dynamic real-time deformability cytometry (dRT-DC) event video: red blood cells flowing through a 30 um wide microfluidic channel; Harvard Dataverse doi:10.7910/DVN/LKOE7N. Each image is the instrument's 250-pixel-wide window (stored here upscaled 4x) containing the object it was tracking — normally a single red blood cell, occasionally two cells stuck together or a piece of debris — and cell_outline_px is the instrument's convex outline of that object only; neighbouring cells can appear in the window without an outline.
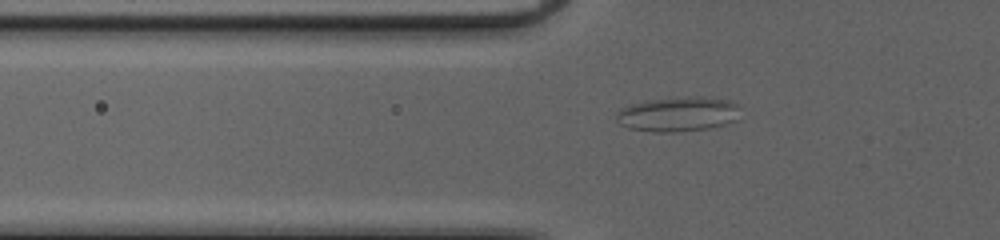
{"species": "common noctule bat (a hibernating species)", "species_latin": "Nyctalus noctula", "temperature_condition": "cold", "stored_images_in_passage": 47, "camera_frame_rate_fps": 3000, "um_per_image_px": 0.085, "animal": {"sex": "female", "body_mass_g": 20.0, "forearm_length_mm": 54.0}, "frame": {"image": 1, "passage_image": 14, "time_ms": 4.333, "image_size_px": [1000, 240], "cell_outline_px": [[740, 104], [736, 120], [712, 128], [676, 132], [652, 132], [628, 128], [620, 124], [616, 120], [616, 112], [620, 108], [628, 104], [652, 100], [700, 96], [704, 96], [728, 100]], "centroid_in_image_um": [57.62, 9.71], "position_along_channel_um": 68.2, "area_um2": 25.2}}
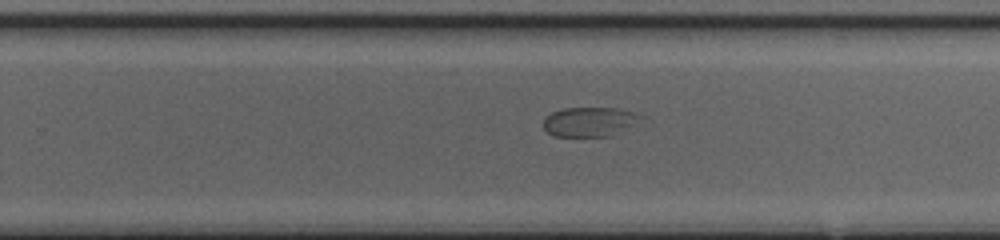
{"frame": {"image": 2, "passage_image": 30, "time_ms": 9.667, "image_size_px": [1000, 240], "cell_outline_px": [[648, 116], [612, 136], [552, 136], [544, 128], [544, 116], [552, 112], [564, 108], [616, 108], [636, 112]], "centroid_in_image_um": [50.14, 10.34], "position_along_channel_um": 279.7, "area_um2": 16.88}}
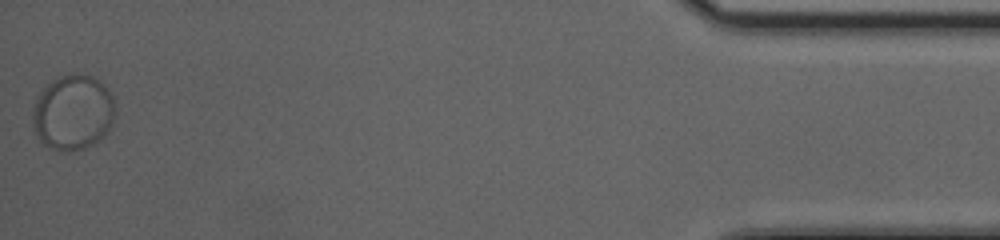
{"frame": {"image": 3, "passage_image": 47, "time_ms": 15.333, "image_size_px": [1000, 240], "cell_outline_px": [[116, 116], [112, 124], [104, 136], [100, 140], [84, 148], [72, 152], [64, 152], [40, 144], [36, 136], [32, 116], [36, 96], [52, 80], [60, 76], [72, 72], [80, 72], [92, 76], [100, 80], [108, 88], [116, 104]], "centroid_in_image_um": [6.22, 9.55], "position_along_channel_um": 429.0, "area_um2": 37.11}}